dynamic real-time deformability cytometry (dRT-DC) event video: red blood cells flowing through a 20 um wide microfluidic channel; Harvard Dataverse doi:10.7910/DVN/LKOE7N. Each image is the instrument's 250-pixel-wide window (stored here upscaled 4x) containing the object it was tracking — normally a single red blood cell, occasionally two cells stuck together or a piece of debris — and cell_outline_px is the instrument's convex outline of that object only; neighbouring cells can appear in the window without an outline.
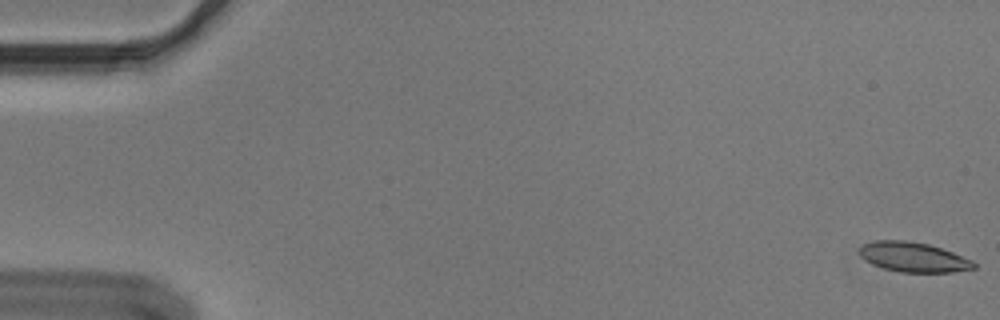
{"species": "Egyptian fruit bat (a non-hibernating species)", "species_latin": "Rousettus aegyptiacus", "temperature_condition": "cold", "stored_images_in_passage": 56, "camera_frame_rate_fps": 3000, "um_per_image_px": 0.085, "animal": {"sex": "male"}, "frame": {"image": 1, "passage_image": 1, "time_ms": 0.0, "image_size_px": [1000, 320], "cell_outline_px": [[976, 268], [952, 272], [900, 272], [884, 268], [872, 264], [864, 260], [856, 252], [864, 244], [876, 240], [908, 240], [928, 244], [952, 252], [972, 260], [976, 264]], "centroid_in_image_um": [77.6, 21.85], "position_along_channel_um": 7.4, "area_um2": 19.88}}
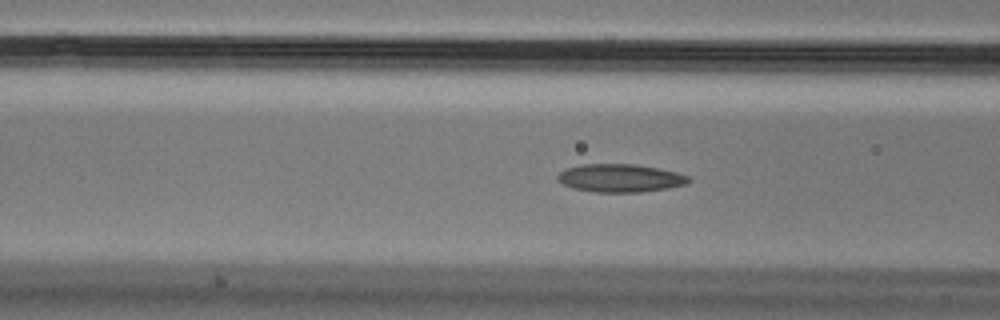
{"frame": {"image": 2, "passage_image": 22, "time_ms": 7.0, "image_size_px": [1000, 320], "cell_outline_px": [[692, 180], [688, 184], [668, 188], [640, 192], [592, 192], [572, 188], [556, 180], [556, 176], [564, 168], [584, 164], [636, 164], [676, 172], [688, 176]], "centroid_in_image_um": [52.69, 15.14], "position_along_channel_um": 113.9, "area_um2": 21.56}}
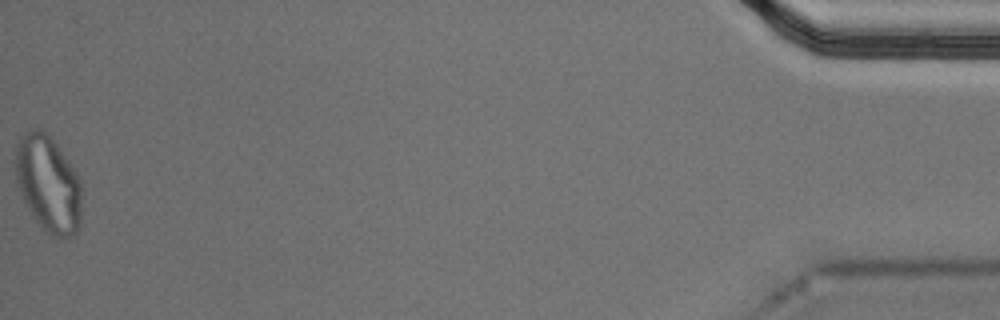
{"frame": {"image": 3, "passage_image": 56, "time_ms": 18.333, "image_size_px": [1000, 320], "cell_outline_px": [[80, 228], [72, 236], [52, 236], [36, 220], [28, 208], [20, 192], [16, 180], [16, 144], [20, 136], [24, 132], [36, 128], [40, 128], [56, 144], [76, 172], [80, 180]], "centroid_in_image_um": [4.09, 15.6], "position_along_channel_um": 431.1, "area_um2": 36.65}, "authors_computed_cell_mechanics": {"area_um2": 21.0681, "velocity_mm_per_s": 3.6191, "shape_relaxation_time_tau1_ms": null, "shape_relaxation_time_tau2_ms": 3.4782, "deformation_change_tau1": null, "deformation_change_tau2": 0.1013}}